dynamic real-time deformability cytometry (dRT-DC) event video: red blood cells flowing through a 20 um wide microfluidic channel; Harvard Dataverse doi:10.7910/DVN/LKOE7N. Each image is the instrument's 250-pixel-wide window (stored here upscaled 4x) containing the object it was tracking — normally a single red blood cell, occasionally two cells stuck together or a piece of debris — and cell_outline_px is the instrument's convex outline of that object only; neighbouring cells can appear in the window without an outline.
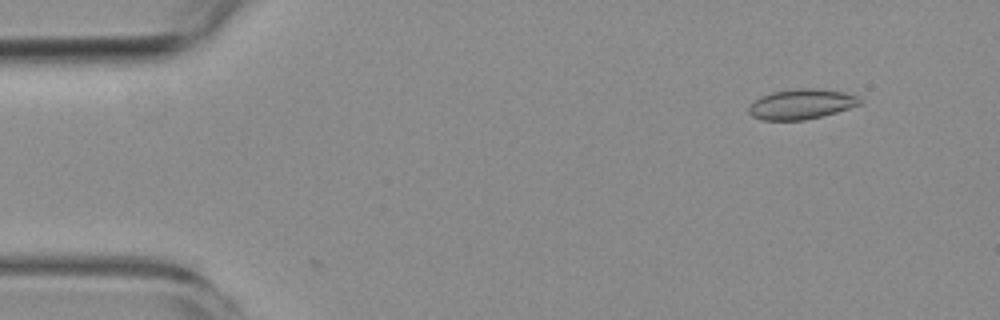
{"species": "common noctule bat (a hibernating species)", "species_latin": "Nyctalus noctula", "temperature_condition": "room temperature", "stored_images_in_passage": 3, "camera_frame_rate_fps": 3000, "um_per_image_px": 0.085, "animal": {"sex": "female", "body_mass_g": 19.3, "forearm_length_mm": 54.1}, "frame": {"image": 1, "passage_image": 1, "time_ms": 0.0, "image_size_px": [1000, 320], "cell_outline_px": [[864, 100], [860, 104], [836, 112], [804, 120], [764, 120], [752, 116], [748, 112], [748, 108], [760, 96], [772, 92], [800, 88], [812, 88], [844, 92], [856, 96]], "centroid_in_image_um": [68.11, 8.85], "position_along_channel_um": 16.9, "area_um2": 19.25}}